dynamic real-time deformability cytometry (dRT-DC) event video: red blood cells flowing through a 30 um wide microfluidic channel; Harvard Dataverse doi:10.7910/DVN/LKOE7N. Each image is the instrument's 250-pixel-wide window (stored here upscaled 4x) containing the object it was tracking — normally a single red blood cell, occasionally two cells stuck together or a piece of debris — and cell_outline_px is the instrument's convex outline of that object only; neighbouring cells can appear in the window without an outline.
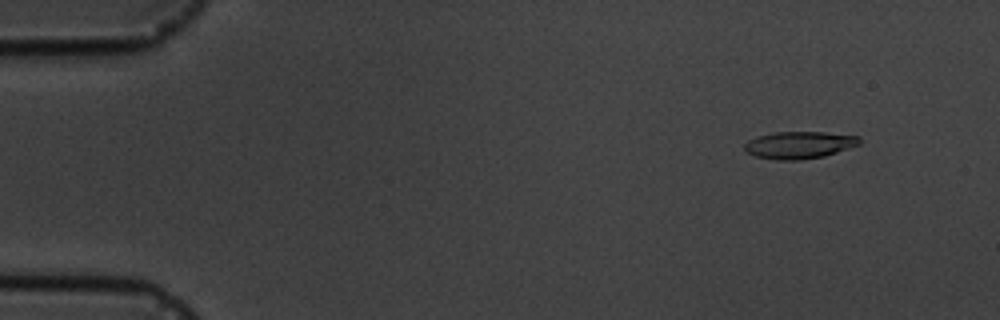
{"species": "common noctule bat (a hibernating species)", "species_latin": "Nyctalus noctula", "temperature_condition": "cold", "stored_images_in_passage": 5, "camera_frame_rate_fps": 3000, "um_per_image_px": 0.085, "animal": {"sex": "male", "body_mass_g": 19.5, "forearm_length_mm": 54.6}, "frame": {"image": 1, "passage_image": 2, "time_ms": 1.0, "image_size_px": [1000, 320], "cell_outline_px": [[860, 144], [824, 156], [800, 160], [776, 160], [756, 156], [748, 152], [744, 148], [744, 144], [748, 140], [756, 136], [776, 132], [824, 132], [860, 136]], "centroid_in_image_um": [67.93, 12.32], "position_along_channel_um": 17.1, "area_um2": 18.15}}
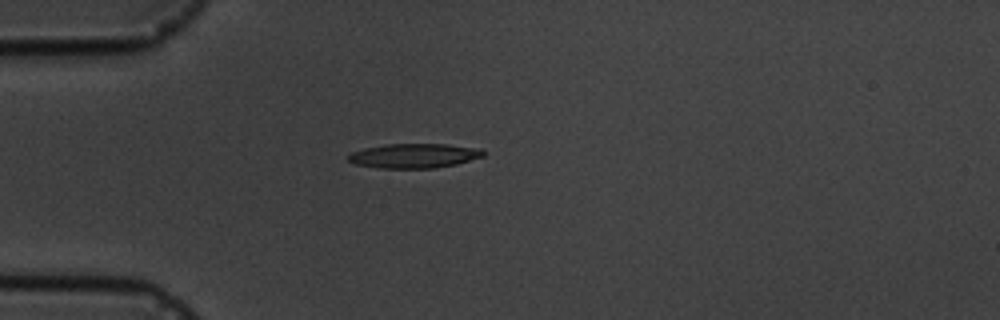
{"frame": {"image": 2, "passage_image": 4, "time_ms": 4.333, "image_size_px": [1000, 320], "cell_outline_px": [[484, 156], [456, 164], [436, 168], [380, 168], [356, 164], [348, 160], [348, 156], [352, 152], [364, 148], [388, 144], [448, 144], [484, 148]], "centroid_in_image_um": [35.25, 13.23], "position_along_channel_um": 49.7, "area_um2": 19.31}}